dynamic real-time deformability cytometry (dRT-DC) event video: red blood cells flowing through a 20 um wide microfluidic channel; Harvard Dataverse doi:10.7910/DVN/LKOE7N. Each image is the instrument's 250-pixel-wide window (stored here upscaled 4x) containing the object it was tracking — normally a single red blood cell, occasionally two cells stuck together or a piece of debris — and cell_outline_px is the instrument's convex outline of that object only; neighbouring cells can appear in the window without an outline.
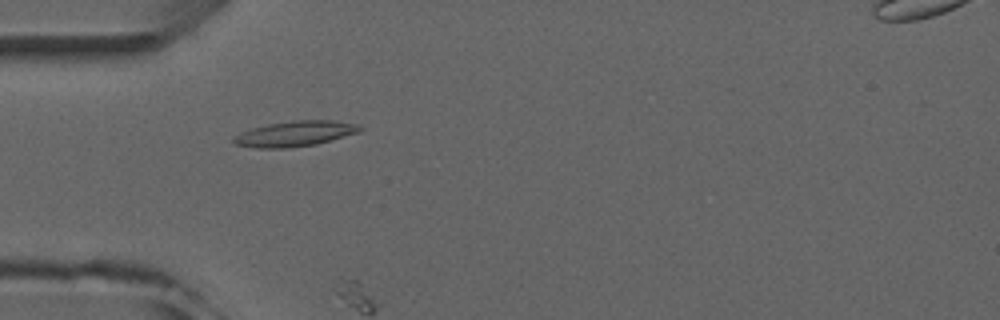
{"species": "common noctule bat (a hibernating species)", "species_latin": "Nyctalus noctula", "temperature_condition": "room temperature", "stored_images_in_passage": 6, "camera_frame_rate_fps": 3000, "um_per_image_px": 0.085, "animal": {"sex": "male", "forearm_length_mm": 52.5}, "frame": {"image": 1, "passage_image": 5, "time_ms": 4.667, "image_size_px": [1000, 320], "cell_outline_px": [[364, 128], [360, 132], [316, 144], [288, 148], [256, 148], [232, 144], [232, 136], [240, 132], [252, 128], [268, 124], [292, 120], [332, 120], [356, 124]], "centroid_in_image_um": [25.03, 11.37], "position_along_channel_um": 60.0, "area_um2": 18.84}}